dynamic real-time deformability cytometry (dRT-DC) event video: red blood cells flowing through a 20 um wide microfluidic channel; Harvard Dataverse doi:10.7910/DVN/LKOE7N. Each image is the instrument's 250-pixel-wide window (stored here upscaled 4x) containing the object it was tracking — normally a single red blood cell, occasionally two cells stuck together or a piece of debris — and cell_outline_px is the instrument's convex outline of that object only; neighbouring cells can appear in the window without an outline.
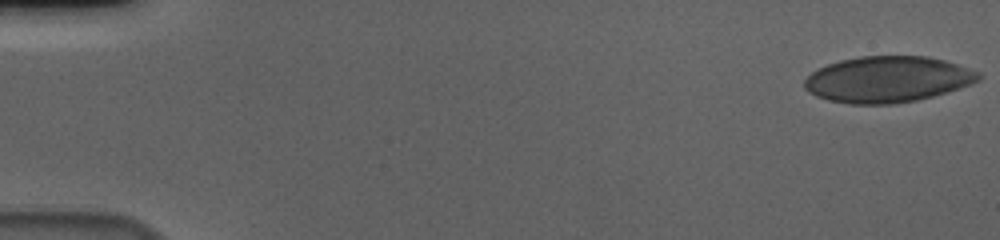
{"species": "human", "species_latin": "Homo sapiens", "temperature_condition": "cold", "stored_images_in_passage": 57, "camera_frame_rate_fps": 3000, "um_per_image_px": 0.085, "donor": {"sex": "male"}, "frame": {"image": 1, "passage_image": 1, "time_ms": 0.0, "image_size_px": [1000, 240], "cell_outline_px": [[972, 80], [952, 88], [928, 96], [908, 100], [836, 100], [820, 96], [812, 92], [804, 84], [816, 72], [832, 64], [848, 60], [868, 56], [916, 56], [936, 60], [948, 64]], "centroid_in_image_um": [75.22, 6.69], "position_along_channel_um": 9.8, "area_um2": 40.29}}
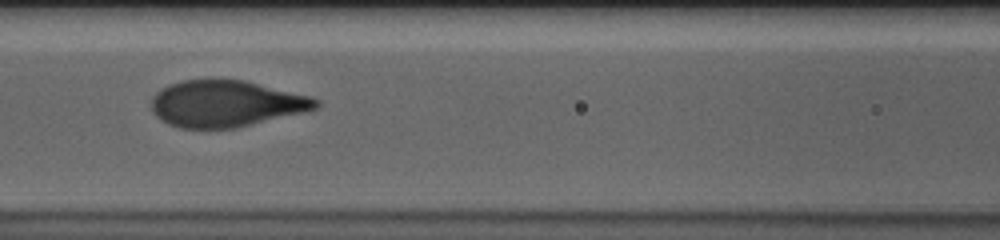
{"frame": {"image": 2, "passage_image": 26, "time_ms": 8.333, "image_size_px": [1000, 240], "cell_outline_px": [[316, 104], [312, 108], [240, 124], [216, 128], [196, 128], [176, 124], [160, 116], [156, 112], [156, 96], [160, 92], [176, 84], [192, 80], [232, 80], [300, 96], [312, 100]], "centroid_in_image_um": [19.08, 8.8], "position_along_channel_um": 147.5, "area_um2": 38.96}}
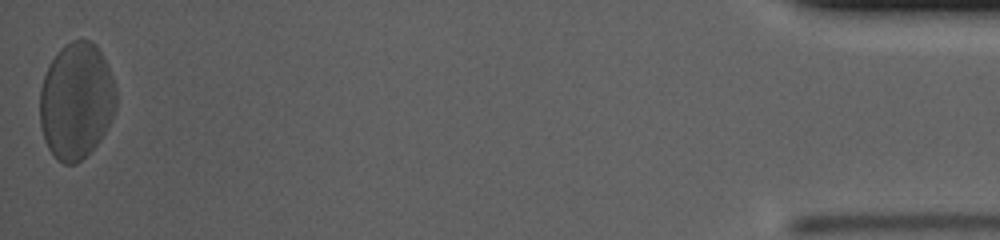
{"frame": {"image": 3, "passage_image": 57, "time_ms": 18.667, "image_size_px": [1000, 240], "cell_outline_px": [[84, 156], [68, 164], [60, 160], [52, 152], [48, 144], [44, 132], [40, 116], [40, 96], [44, 80], [48, 68], [56, 56], [60, 52], [84, 152]], "centroid_in_image_um": [5.08, 9.77], "position_along_channel_um": 430.1, "area_um2": 21.21}}